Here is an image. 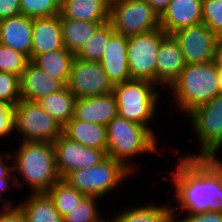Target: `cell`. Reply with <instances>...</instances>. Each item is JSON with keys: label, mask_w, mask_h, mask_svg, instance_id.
I'll list each match as a JSON object with an SVG mask.
<instances>
[{"label": "cell", "mask_w": 222, "mask_h": 222, "mask_svg": "<svg viewBox=\"0 0 222 222\" xmlns=\"http://www.w3.org/2000/svg\"><path fill=\"white\" fill-rule=\"evenodd\" d=\"M176 159L169 173L178 203L172 207L173 214L222 212V159L180 155Z\"/></svg>", "instance_id": "6da1fadb"}, {"label": "cell", "mask_w": 222, "mask_h": 222, "mask_svg": "<svg viewBox=\"0 0 222 222\" xmlns=\"http://www.w3.org/2000/svg\"><path fill=\"white\" fill-rule=\"evenodd\" d=\"M10 154L13 158L15 185L19 191L25 184L31 193H46L61 179L56 167L53 143L19 141ZM15 152V153H14ZM21 177V178H19ZM22 179V180H21Z\"/></svg>", "instance_id": "7a4b0ae2"}, {"label": "cell", "mask_w": 222, "mask_h": 222, "mask_svg": "<svg viewBox=\"0 0 222 222\" xmlns=\"http://www.w3.org/2000/svg\"><path fill=\"white\" fill-rule=\"evenodd\" d=\"M107 135L106 156L121 162L133 174H138L140 165L131 159L146 153H160L158 136L146 126L118 115L107 124Z\"/></svg>", "instance_id": "3957f363"}, {"label": "cell", "mask_w": 222, "mask_h": 222, "mask_svg": "<svg viewBox=\"0 0 222 222\" xmlns=\"http://www.w3.org/2000/svg\"><path fill=\"white\" fill-rule=\"evenodd\" d=\"M218 68L214 61L187 64L167 89L177 110L188 115L198 106L211 101L219 92Z\"/></svg>", "instance_id": "277c9868"}, {"label": "cell", "mask_w": 222, "mask_h": 222, "mask_svg": "<svg viewBox=\"0 0 222 222\" xmlns=\"http://www.w3.org/2000/svg\"><path fill=\"white\" fill-rule=\"evenodd\" d=\"M159 88L155 83L143 79L114 84L112 94L117 103L118 116L146 126L156 136L158 132L154 131L151 123L156 120L158 102L161 100Z\"/></svg>", "instance_id": "5b68a950"}, {"label": "cell", "mask_w": 222, "mask_h": 222, "mask_svg": "<svg viewBox=\"0 0 222 222\" xmlns=\"http://www.w3.org/2000/svg\"><path fill=\"white\" fill-rule=\"evenodd\" d=\"M133 175L121 162L106 157L98 165L69 172L63 180L85 196L102 199L114 193L119 186L123 187L124 181Z\"/></svg>", "instance_id": "8992f818"}, {"label": "cell", "mask_w": 222, "mask_h": 222, "mask_svg": "<svg viewBox=\"0 0 222 222\" xmlns=\"http://www.w3.org/2000/svg\"><path fill=\"white\" fill-rule=\"evenodd\" d=\"M188 117L195 136L198 139L199 152L181 154L188 158H221L222 151V94L191 111ZM219 153V154H218Z\"/></svg>", "instance_id": "52a82bcc"}, {"label": "cell", "mask_w": 222, "mask_h": 222, "mask_svg": "<svg viewBox=\"0 0 222 222\" xmlns=\"http://www.w3.org/2000/svg\"><path fill=\"white\" fill-rule=\"evenodd\" d=\"M62 133L63 127L37 102L21 99L14 106V135L19 134V141L53 143Z\"/></svg>", "instance_id": "ba28073f"}, {"label": "cell", "mask_w": 222, "mask_h": 222, "mask_svg": "<svg viewBox=\"0 0 222 222\" xmlns=\"http://www.w3.org/2000/svg\"><path fill=\"white\" fill-rule=\"evenodd\" d=\"M109 23L116 33L131 37L159 28L160 16L144 0H117L110 3Z\"/></svg>", "instance_id": "9c48e42d"}, {"label": "cell", "mask_w": 222, "mask_h": 222, "mask_svg": "<svg viewBox=\"0 0 222 222\" xmlns=\"http://www.w3.org/2000/svg\"><path fill=\"white\" fill-rule=\"evenodd\" d=\"M165 35L159 27L128 37L127 60L131 79H143L156 84V55Z\"/></svg>", "instance_id": "30bf717a"}, {"label": "cell", "mask_w": 222, "mask_h": 222, "mask_svg": "<svg viewBox=\"0 0 222 222\" xmlns=\"http://www.w3.org/2000/svg\"><path fill=\"white\" fill-rule=\"evenodd\" d=\"M66 86L76 98H85L110 93L114 85L99 62L86 61L75 56Z\"/></svg>", "instance_id": "8fae6325"}, {"label": "cell", "mask_w": 222, "mask_h": 222, "mask_svg": "<svg viewBox=\"0 0 222 222\" xmlns=\"http://www.w3.org/2000/svg\"><path fill=\"white\" fill-rule=\"evenodd\" d=\"M172 35L184 54L186 64H203L213 61L219 37L204 23L181 28Z\"/></svg>", "instance_id": "7c38bea8"}, {"label": "cell", "mask_w": 222, "mask_h": 222, "mask_svg": "<svg viewBox=\"0 0 222 222\" xmlns=\"http://www.w3.org/2000/svg\"><path fill=\"white\" fill-rule=\"evenodd\" d=\"M56 167L63 179L69 172L98 165L106 153L103 150L86 147L69 139L63 133L53 142Z\"/></svg>", "instance_id": "4fadbf2b"}, {"label": "cell", "mask_w": 222, "mask_h": 222, "mask_svg": "<svg viewBox=\"0 0 222 222\" xmlns=\"http://www.w3.org/2000/svg\"><path fill=\"white\" fill-rule=\"evenodd\" d=\"M184 54L172 34H166L156 55V85L160 90L167 89L178 78L186 66Z\"/></svg>", "instance_id": "5bb4252c"}, {"label": "cell", "mask_w": 222, "mask_h": 222, "mask_svg": "<svg viewBox=\"0 0 222 222\" xmlns=\"http://www.w3.org/2000/svg\"><path fill=\"white\" fill-rule=\"evenodd\" d=\"M202 0H171L160 15V27L166 34L202 23Z\"/></svg>", "instance_id": "9a60e30c"}, {"label": "cell", "mask_w": 222, "mask_h": 222, "mask_svg": "<svg viewBox=\"0 0 222 222\" xmlns=\"http://www.w3.org/2000/svg\"><path fill=\"white\" fill-rule=\"evenodd\" d=\"M21 99L36 102L38 99L61 90L65 85L47 74L32 61L19 78Z\"/></svg>", "instance_id": "2e32d148"}, {"label": "cell", "mask_w": 222, "mask_h": 222, "mask_svg": "<svg viewBox=\"0 0 222 222\" xmlns=\"http://www.w3.org/2000/svg\"><path fill=\"white\" fill-rule=\"evenodd\" d=\"M128 37L114 33L99 63L112 84L130 80L127 60Z\"/></svg>", "instance_id": "e0dca14e"}, {"label": "cell", "mask_w": 222, "mask_h": 222, "mask_svg": "<svg viewBox=\"0 0 222 222\" xmlns=\"http://www.w3.org/2000/svg\"><path fill=\"white\" fill-rule=\"evenodd\" d=\"M117 115V103L112 92L100 96L76 98L74 109L76 119L107 126Z\"/></svg>", "instance_id": "ac0fdd59"}, {"label": "cell", "mask_w": 222, "mask_h": 222, "mask_svg": "<svg viewBox=\"0 0 222 222\" xmlns=\"http://www.w3.org/2000/svg\"><path fill=\"white\" fill-rule=\"evenodd\" d=\"M33 19L22 14L0 21V44L27 55L31 60Z\"/></svg>", "instance_id": "d6986e66"}, {"label": "cell", "mask_w": 222, "mask_h": 222, "mask_svg": "<svg viewBox=\"0 0 222 222\" xmlns=\"http://www.w3.org/2000/svg\"><path fill=\"white\" fill-rule=\"evenodd\" d=\"M64 48L60 14L33 19L31 60L39 54Z\"/></svg>", "instance_id": "ffe728a7"}, {"label": "cell", "mask_w": 222, "mask_h": 222, "mask_svg": "<svg viewBox=\"0 0 222 222\" xmlns=\"http://www.w3.org/2000/svg\"><path fill=\"white\" fill-rule=\"evenodd\" d=\"M109 0H62L60 15L67 19L109 22Z\"/></svg>", "instance_id": "44dd1931"}, {"label": "cell", "mask_w": 222, "mask_h": 222, "mask_svg": "<svg viewBox=\"0 0 222 222\" xmlns=\"http://www.w3.org/2000/svg\"><path fill=\"white\" fill-rule=\"evenodd\" d=\"M63 134L86 147L103 150L106 153L107 126L82 121L73 117L63 127Z\"/></svg>", "instance_id": "7402d4cb"}, {"label": "cell", "mask_w": 222, "mask_h": 222, "mask_svg": "<svg viewBox=\"0 0 222 222\" xmlns=\"http://www.w3.org/2000/svg\"><path fill=\"white\" fill-rule=\"evenodd\" d=\"M17 203L27 222H63L47 193H30L25 200Z\"/></svg>", "instance_id": "603a6c76"}, {"label": "cell", "mask_w": 222, "mask_h": 222, "mask_svg": "<svg viewBox=\"0 0 222 222\" xmlns=\"http://www.w3.org/2000/svg\"><path fill=\"white\" fill-rule=\"evenodd\" d=\"M36 102L62 127L74 117L76 97L66 85Z\"/></svg>", "instance_id": "cb8c5ba5"}, {"label": "cell", "mask_w": 222, "mask_h": 222, "mask_svg": "<svg viewBox=\"0 0 222 222\" xmlns=\"http://www.w3.org/2000/svg\"><path fill=\"white\" fill-rule=\"evenodd\" d=\"M168 200L163 205L147 202L143 205L126 207L116 214L121 222H174L172 204ZM147 204V205H146Z\"/></svg>", "instance_id": "d4e9b609"}, {"label": "cell", "mask_w": 222, "mask_h": 222, "mask_svg": "<svg viewBox=\"0 0 222 222\" xmlns=\"http://www.w3.org/2000/svg\"><path fill=\"white\" fill-rule=\"evenodd\" d=\"M107 22H89L67 19L60 15L64 47L76 54L96 30Z\"/></svg>", "instance_id": "484cf974"}, {"label": "cell", "mask_w": 222, "mask_h": 222, "mask_svg": "<svg viewBox=\"0 0 222 222\" xmlns=\"http://www.w3.org/2000/svg\"><path fill=\"white\" fill-rule=\"evenodd\" d=\"M74 57L75 54L64 47L60 50L36 55L31 61L47 74L66 85Z\"/></svg>", "instance_id": "4316f807"}, {"label": "cell", "mask_w": 222, "mask_h": 222, "mask_svg": "<svg viewBox=\"0 0 222 222\" xmlns=\"http://www.w3.org/2000/svg\"><path fill=\"white\" fill-rule=\"evenodd\" d=\"M114 33V28L109 22L102 24L94 35L84 43L75 56L86 61L99 62L107 49L110 37Z\"/></svg>", "instance_id": "83f0119b"}, {"label": "cell", "mask_w": 222, "mask_h": 222, "mask_svg": "<svg viewBox=\"0 0 222 222\" xmlns=\"http://www.w3.org/2000/svg\"><path fill=\"white\" fill-rule=\"evenodd\" d=\"M46 193L53 200L55 208L62 218L85 197L83 193L63 179L57 181Z\"/></svg>", "instance_id": "f1b7e54d"}, {"label": "cell", "mask_w": 222, "mask_h": 222, "mask_svg": "<svg viewBox=\"0 0 222 222\" xmlns=\"http://www.w3.org/2000/svg\"><path fill=\"white\" fill-rule=\"evenodd\" d=\"M100 200L103 201L99 197L85 196L72 210H69L63 222H99L102 217H105L101 215L103 211L98 205Z\"/></svg>", "instance_id": "f546056e"}, {"label": "cell", "mask_w": 222, "mask_h": 222, "mask_svg": "<svg viewBox=\"0 0 222 222\" xmlns=\"http://www.w3.org/2000/svg\"><path fill=\"white\" fill-rule=\"evenodd\" d=\"M60 4V0H20V11L32 19L51 17L60 14Z\"/></svg>", "instance_id": "4dcf8cb0"}, {"label": "cell", "mask_w": 222, "mask_h": 222, "mask_svg": "<svg viewBox=\"0 0 222 222\" xmlns=\"http://www.w3.org/2000/svg\"><path fill=\"white\" fill-rule=\"evenodd\" d=\"M11 162L13 163V158L10 152L8 153L0 152V203H2L1 207L17 206L14 204L15 202H13L12 199H9L4 195V193L9 191L12 188V186L13 189L16 188L14 180L13 164H10Z\"/></svg>", "instance_id": "1f68e13d"}, {"label": "cell", "mask_w": 222, "mask_h": 222, "mask_svg": "<svg viewBox=\"0 0 222 222\" xmlns=\"http://www.w3.org/2000/svg\"><path fill=\"white\" fill-rule=\"evenodd\" d=\"M30 61L27 55L0 44V71L14 74L20 78Z\"/></svg>", "instance_id": "d6a6232c"}, {"label": "cell", "mask_w": 222, "mask_h": 222, "mask_svg": "<svg viewBox=\"0 0 222 222\" xmlns=\"http://www.w3.org/2000/svg\"><path fill=\"white\" fill-rule=\"evenodd\" d=\"M202 23L222 38V0H202Z\"/></svg>", "instance_id": "836d02e7"}, {"label": "cell", "mask_w": 222, "mask_h": 222, "mask_svg": "<svg viewBox=\"0 0 222 222\" xmlns=\"http://www.w3.org/2000/svg\"><path fill=\"white\" fill-rule=\"evenodd\" d=\"M19 77L0 71V100L15 106L20 100Z\"/></svg>", "instance_id": "e575fe53"}, {"label": "cell", "mask_w": 222, "mask_h": 222, "mask_svg": "<svg viewBox=\"0 0 222 222\" xmlns=\"http://www.w3.org/2000/svg\"><path fill=\"white\" fill-rule=\"evenodd\" d=\"M14 133V107L0 100V139Z\"/></svg>", "instance_id": "d590c367"}, {"label": "cell", "mask_w": 222, "mask_h": 222, "mask_svg": "<svg viewBox=\"0 0 222 222\" xmlns=\"http://www.w3.org/2000/svg\"><path fill=\"white\" fill-rule=\"evenodd\" d=\"M183 214H173L174 222H222V212L207 211Z\"/></svg>", "instance_id": "8d00e7d4"}, {"label": "cell", "mask_w": 222, "mask_h": 222, "mask_svg": "<svg viewBox=\"0 0 222 222\" xmlns=\"http://www.w3.org/2000/svg\"><path fill=\"white\" fill-rule=\"evenodd\" d=\"M0 222H27V220L18 206L1 207Z\"/></svg>", "instance_id": "74e56055"}, {"label": "cell", "mask_w": 222, "mask_h": 222, "mask_svg": "<svg viewBox=\"0 0 222 222\" xmlns=\"http://www.w3.org/2000/svg\"><path fill=\"white\" fill-rule=\"evenodd\" d=\"M20 14V0H0V21Z\"/></svg>", "instance_id": "f35d334b"}, {"label": "cell", "mask_w": 222, "mask_h": 222, "mask_svg": "<svg viewBox=\"0 0 222 222\" xmlns=\"http://www.w3.org/2000/svg\"><path fill=\"white\" fill-rule=\"evenodd\" d=\"M144 1H146L160 16L167 8L171 0H144Z\"/></svg>", "instance_id": "ab89813d"}, {"label": "cell", "mask_w": 222, "mask_h": 222, "mask_svg": "<svg viewBox=\"0 0 222 222\" xmlns=\"http://www.w3.org/2000/svg\"><path fill=\"white\" fill-rule=\"evenodd\" d=\"M213 61L217 68L222 69V38H219L216 43Z\"/></svg>", "instance_id": "60d3db41"}, {"label": "cell", "mask_w": 222, "mask_h": 222, "mask_svg": "<svg viewBox=\"0 0 222 222\" xmlns=\"http://www.w3.org/2000/svg\"><path fill=\"white\" fill-rule=\"evenodd\" d=\"M99 222H121V221L119 220V218L116 215H114L112 218H110V217L104 218L103 217Z\"/></svg>", "instance_id": "b9f144b4"}, {"label": "cell", "mask_w": 222, "mask_h": 222, "mask_svg": "<svg viewBox=\"0 0 222 222\" xmlns=\"http://www.w3.org/2000/svg\"><path fill=\"white\" fill-rule=\"evenodd\" d=\"M218 77H219V92L222 94V69L218 68Z\"/></svg>", "instance_id": "7bdbcfd3"}]
</instances>
